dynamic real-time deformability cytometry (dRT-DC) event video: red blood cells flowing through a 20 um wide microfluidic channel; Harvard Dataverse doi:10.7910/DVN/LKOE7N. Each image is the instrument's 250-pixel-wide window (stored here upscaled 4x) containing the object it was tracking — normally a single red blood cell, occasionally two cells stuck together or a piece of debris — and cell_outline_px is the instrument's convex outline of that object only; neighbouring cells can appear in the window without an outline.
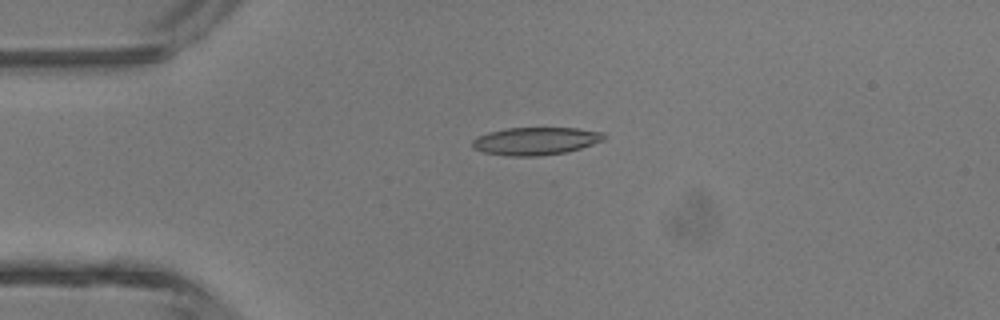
{"species": "common noctule bat (a hibernating species)", "species_latin": "Nyctalus noctula", "temperature_condition": "room temperature", "stored_images_in_passage": 5, "camera_frame_rate_fps": 3000, "um_per_image_px": 0.085, "animal": {"sex": "male", "body_mass_g": 13.3}, "frame": {"image": 1, "passage_image": 4, "time_ms": 3.333, "image_size_px": [1000, 320], "cell_outline_px": [[608, 136], [604, 140], [568, 152], [540, 156], [508, 156], [484, 152], [472, 148], [472, 140], [476, 136], [488, 132], [508, 128], [576, 128], [604, 132]], "centroid_in_image_um": [45.53, 11.99], "position_along_channel_um": 39.5, "area_um2": 21.44}}
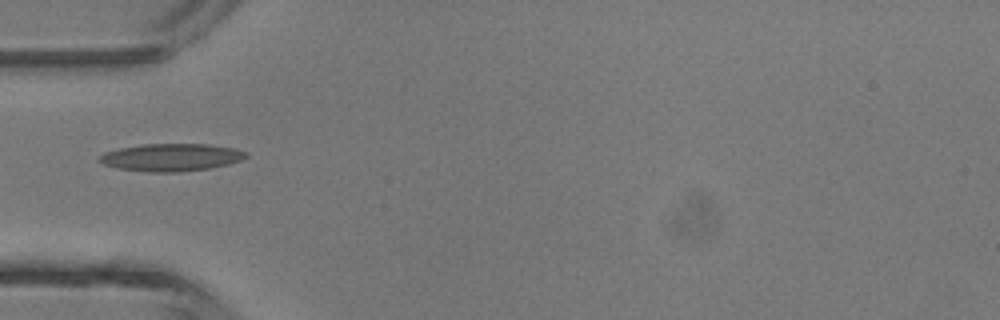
{"frame": {"image": 2, "passage_image": 5, "time_ms": 4.667, "image_size_px": [1000, 320], "cell_outline_px": [[248, 156], [240, 160], [228, 164], [208, 168], [176, 172], [148, 172], [116, 168], [104, 164], [96, 160], [104, 152], [120, 148], [144, 144], [208, 144], [232, 148], [244, 152]], "centroid_in_image_um": [14.49, 13.37], "position_along_channel_um": 70.5, "area_um2": 23.29}}